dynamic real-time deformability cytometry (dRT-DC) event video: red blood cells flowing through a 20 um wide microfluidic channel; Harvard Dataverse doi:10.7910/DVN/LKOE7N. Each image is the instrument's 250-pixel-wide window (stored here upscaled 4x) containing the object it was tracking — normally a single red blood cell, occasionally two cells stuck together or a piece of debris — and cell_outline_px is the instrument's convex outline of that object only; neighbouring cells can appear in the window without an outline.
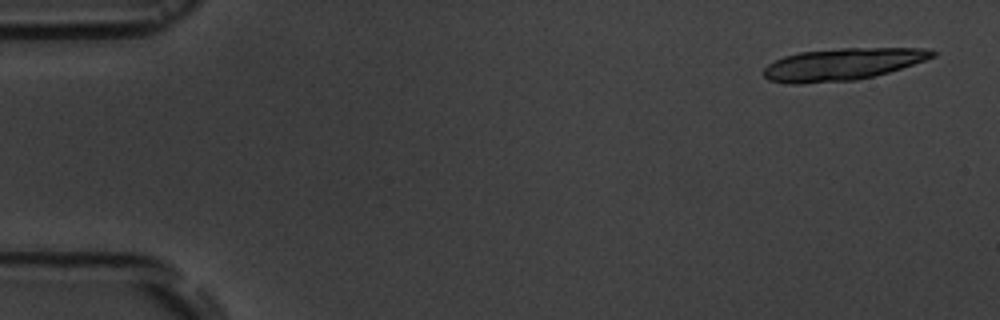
{"species": "common noctule bat (a hibernating species)", "species_latin": "Nyctalus noctula", "temperature_condition": "room temperature", "stored_images_in_passage": 6, "camera_frame_rate_fps": 3000, "um_per_image_px": 0.085, "animal": {"sex": "male", "body_mass_g": 19.5, "forearm_length_mm": 54.6}, "frame": {"image": 1, "passage_image": 1, "time_ms": 0.0, "image_size_px": [1000, 320], "cell_outline_px": [[936, 56], [888, 72], [856, 80], [800, 84], [792, 84], [768, 80], [764, 76], [764, 68], [768, 64], [784, 56], [800, 52], [840, 48], [924, 48], [936, 52]], "centroid_in_image_um": [71.57, 5.46], "position_along_channel_um": 13.4, "area_um2": 31.27}}